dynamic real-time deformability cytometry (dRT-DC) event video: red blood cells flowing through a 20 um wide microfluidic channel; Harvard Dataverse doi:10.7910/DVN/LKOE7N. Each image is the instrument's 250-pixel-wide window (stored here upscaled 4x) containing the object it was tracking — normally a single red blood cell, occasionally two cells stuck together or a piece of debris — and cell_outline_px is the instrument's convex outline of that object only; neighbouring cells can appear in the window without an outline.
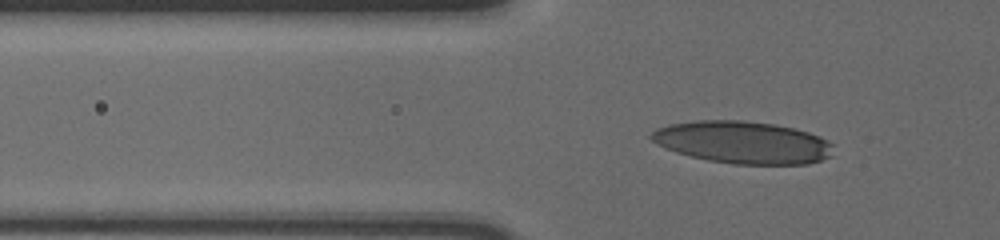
{"species": "human", "species_latin": "Homo sapiens", "temperature_condition": "cold", "stored_images_in_passage": 40, "camera_frame_rate_fps": 3000, "um_per_image_px": 0.085, "donor": {"sex": "male"}, "frame": {"image": 1, "passage_image": 3, "time_ms": 0.667, "image_size_px": [1000, 240], "cell_outline_px": [[832, 156], [808, 164], [736, 164], [708, 160], [676, 152], [652, 140], [648, 136], [656, 128], [672, 124], [696, 120], [740, 120], [776, 124], [808, 132], [828, 140], [832, 144]], "centroid_in_image_um": [63.16, 12.09], "position_along_channel_um": 62.6, "area_um2": 44.62}}
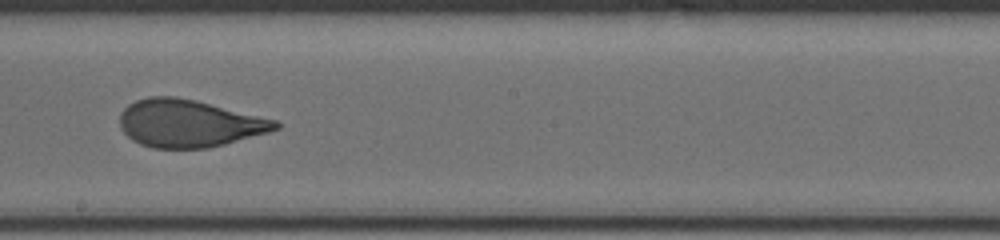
{"frame": {"image": 2, "passage_image": 18, "time_ms": 5.667, "image_size_px": [1000, 240], "cell_outline_px": [[280, 128], [268, 132], [224, 144], [208, 148], [152, 148], [140, 144], [132, 140], [120, 128], [120, 112], [128, 104], [136, 100], [148, 96], [176, 96], [196, 100], [276, 120], [280, 124]], "centroid_in_image_um": [16.02, 10.48], "position_along_channel_um": 232.2, "area_um2": 43.06}}
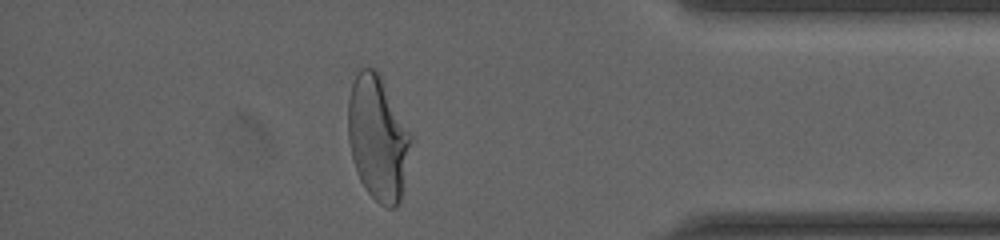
{"frame": {"image": 3, "passage_image": 34, "time_ms": 11.0, "image_size_px": [1000, 240], "cell_outline_px": [[412, 140], [400, 204], [396, 208], [388, 208], [380, 204], [368, 192], [360, 180], [356, 172], [348, 140], [348, 100], [352, 84], [360, 68], [376, 68], [412, 136]], "centroid_in_image_um": [32.11, 11.77], "position_along_channel_um": 403.1, "area_um2": 45.37}}